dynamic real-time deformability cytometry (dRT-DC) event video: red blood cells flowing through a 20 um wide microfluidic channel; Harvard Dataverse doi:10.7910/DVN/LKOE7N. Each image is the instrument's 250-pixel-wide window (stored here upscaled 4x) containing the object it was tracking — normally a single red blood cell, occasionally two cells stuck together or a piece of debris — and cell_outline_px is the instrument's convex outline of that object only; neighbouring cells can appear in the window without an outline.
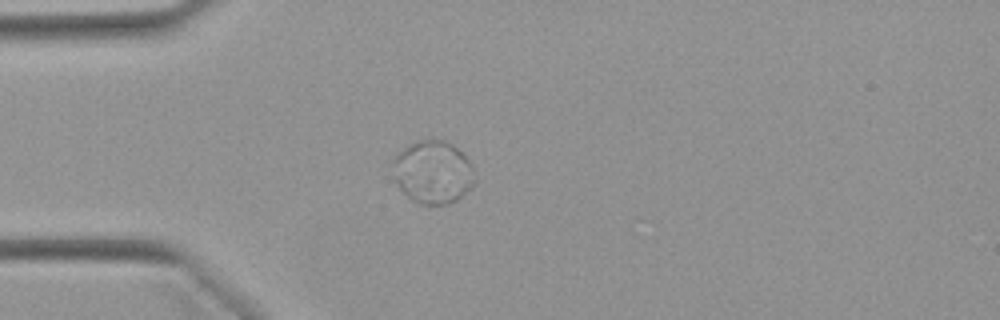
{"species": "Egyptian fruit bat (a non-hibernating species)", "species_latin": "Rousettus aegyptiacus", "temperature_condition": "warm", "stored_images_in_passage": 53, "camera_frame_rate_fps": 3000, "um_per_image_px": 0.085, "animal": {"sex": "female"}, "frame": {"image": 1, "passage_image": 15, "time_ms": 4.667, "image_size_px": [1000, 320], "cell_outline_px": [[476, 180], [472, 188], [456, 200], [448, 204], [420, 204], [412, 200], [396, 184], [392, 176], [392, 160], [404, 148], [420, 140], [444, 140], [452, 144], [468, 160], [472, 168]], "centroid_in_image_um": [36.79, 14.65], "position_along_channel_um": 48.2, "area_um2": 29.94}}
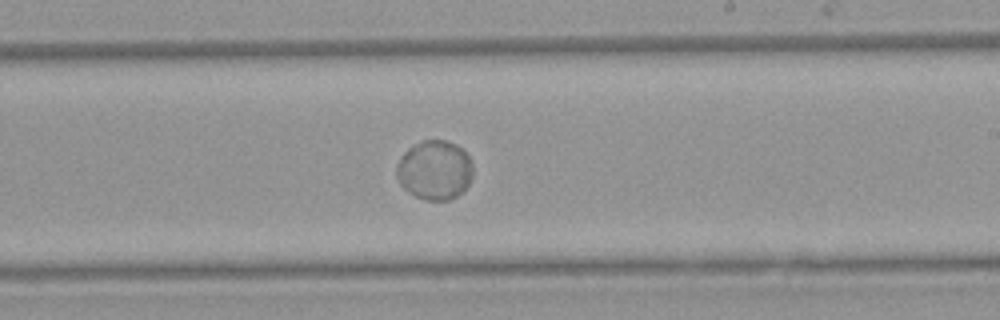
{"frame": {"image": 2, "passage_image": 32, "time_ms": 10.333, "image_size_px": [1000, 320], "cell_outline_px": [[472, 176], [468, 184], [456, 196], [448, 200], [424, 200], [408, 192], [400, 184], [396, 176], [396, 168], [400, 156], [408, 148], [420, 140], [448, 140], [456, 144], [468, 156], [472, 164]], "centroid_in_image_um": [36.91, 14.44], "position_along_channel_um": 252.1, "area_um2": 26.41}}
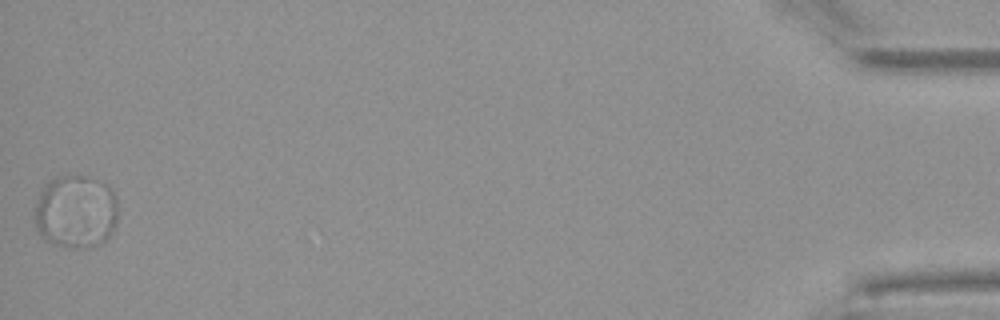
{"frame": {"image": 3, "passage_image": 53, "time_ms": 17.333, "image_size_px": [1000, 320], "cell_outline_px": [[116, 224], [112, 232], [100, 244], [92, 248], [72, 248], [52, 244], [44, 240], [40, 236], [36, 228], [36, 204], [40, 192], [56, 176], [84, 176], [108, 184], [112, 188], [116, 196]], "centroid_in_image_um": [6.46, 18.02], "position_along_channel_um": 428.7, "area_um2": 35.66}, "authors_computed_cell_mechanics": {"area_um2": 28.322, "velocity_mm_per_s": 3.8511, "shape_relaxation_time_tau1_ms": 7.8215, "shape_relaxation_time_tau2_ms": null, "deformation_change_tau1": 0.0279, "deformation_change_tau2": null}}